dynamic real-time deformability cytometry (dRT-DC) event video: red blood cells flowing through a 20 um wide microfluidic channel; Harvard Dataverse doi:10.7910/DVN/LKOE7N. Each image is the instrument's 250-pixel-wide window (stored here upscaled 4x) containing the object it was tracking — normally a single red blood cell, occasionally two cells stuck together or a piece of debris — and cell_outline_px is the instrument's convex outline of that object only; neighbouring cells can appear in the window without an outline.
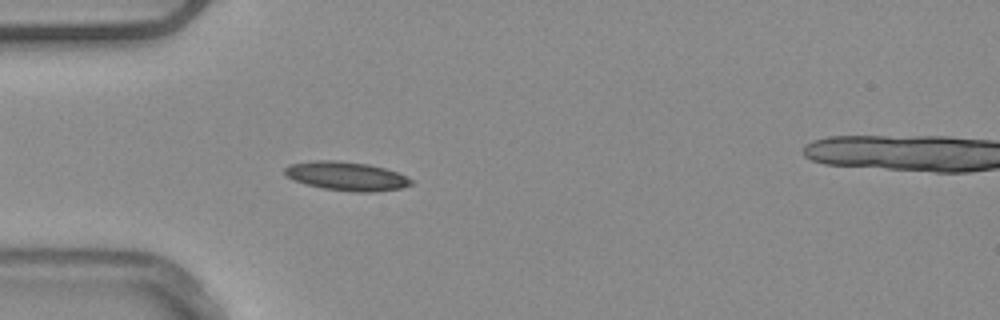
{"species": "common noctule bat (a hibernating species)", "species_latin": "Nyctalus noctula", "temperature_condition": "warm", "stored_images_in_passage": 44, "camera_frame_rate_fps": 3000, "um_per_image_px": 0.085, "animal": {"sex": "male", "body_mass_g": 20.4}, "frame": {"image": 1, "passage_image": 13, "time_ms": 4.0, "image_size_px": [1000, 320], "cell_outline_px": [[412, 184], [400, 188], [372, 192], [356, 192], [324, 188], [308, 184], [296, 180], [288, 176], [284, 172], [284, 168], [288, 164], [316, 160], [336, 160], [368, 164], [384, 168], [396, 172], [412, 180]], "centroid_in_image_um": [29.44, 14.96], "position_along_channel_um": 55.6, "area_um2": 20.87}, "authors_computed_cell_mechanics": {"area_um2": 18.9584, "velocity_mm_per_s": 3.9065, "shape_relaxation_time_tau1_ms": null, "shape_relaxation_time_tau2_ms": 7.4164, "deformation_change_tau1": null, "deformation_change_tau2": 0.1301}}